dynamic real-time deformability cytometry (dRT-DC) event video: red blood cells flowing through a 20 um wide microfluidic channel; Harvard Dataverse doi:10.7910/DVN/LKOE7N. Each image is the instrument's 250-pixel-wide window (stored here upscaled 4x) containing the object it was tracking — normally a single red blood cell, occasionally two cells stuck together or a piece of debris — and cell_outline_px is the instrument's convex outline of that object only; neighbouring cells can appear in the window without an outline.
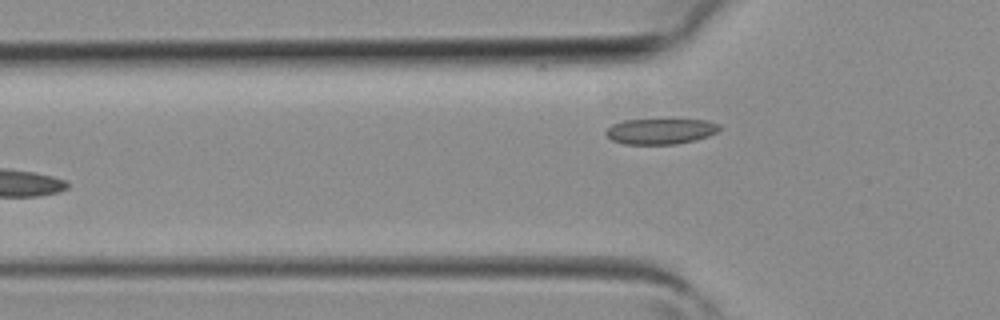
{"species": "common noctule bat (a hibernating species)", "species_latin": "Nyctalus noctula", "temperature_condition": "room temperature", "stored_images_in_passage": 5, "camera_frame_rate_fps": 3000, "um_per_image_px": 0.085, "animal": {"sex": "female", "body_mass_g": 19.3, "forearm_length_mm": 54.1}, "frame": {"image": 1, "passage_image": 5, "time_ms": 1.333, "image_size_px": [1000, 320], "cell_outline_px": [[720, 128], [716, 132], [708, 136], [696, 140], [676, 144], [624, 144], [612, 140], [604, 132], [612, 124], [624, 120], [708, 120], [720, 124]], "centroid_in_image_um": [56.15, 11.16], "position_along_channel_um": 69.6, "area_um2": 16.88}}